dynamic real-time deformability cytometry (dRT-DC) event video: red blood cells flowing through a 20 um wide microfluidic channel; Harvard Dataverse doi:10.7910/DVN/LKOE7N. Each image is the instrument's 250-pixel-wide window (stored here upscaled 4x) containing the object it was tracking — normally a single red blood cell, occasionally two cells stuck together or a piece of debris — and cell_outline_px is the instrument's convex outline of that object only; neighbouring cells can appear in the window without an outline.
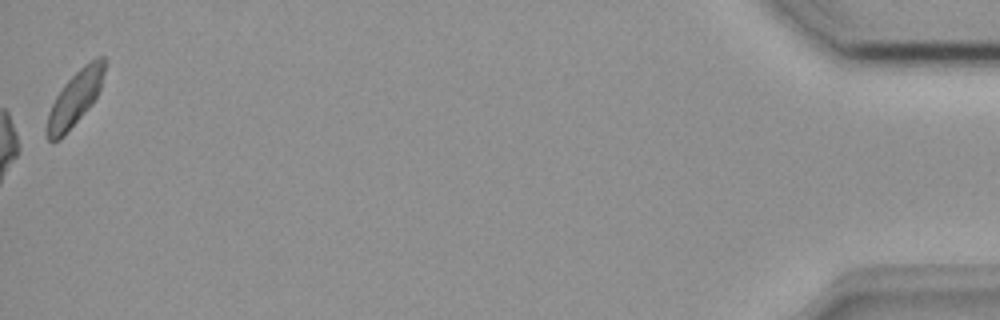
{"species": "common noctule bat (a hibernating species)", "species_latin": "Nyctalus noctula", "temperature_condition": "room temperature", "stored_images_in_passage": 35, "camera_frame_rate_fps": 3000, "um_per_image_px": 0.085, "animal": {"sex": "female", "body_mass_g": 18.4}, "frame": {"image": 1, "passage_image": 35, "time_ms": 11.333, "image_size_px": [1000, 320], "cell_outline_px": [[108, 60], [100, 88], [96, 96], [64, 136], [60, 140], [48, 140], [44, 132], [44, 128], [48, 112], [56, 96], [64, 84], [84, 64], [96, 56], [104, 56]], "centroid_in_image_um": [6.36, 8.33], "position_along_channel_um": 428.8, "area_um2": 18.32}}